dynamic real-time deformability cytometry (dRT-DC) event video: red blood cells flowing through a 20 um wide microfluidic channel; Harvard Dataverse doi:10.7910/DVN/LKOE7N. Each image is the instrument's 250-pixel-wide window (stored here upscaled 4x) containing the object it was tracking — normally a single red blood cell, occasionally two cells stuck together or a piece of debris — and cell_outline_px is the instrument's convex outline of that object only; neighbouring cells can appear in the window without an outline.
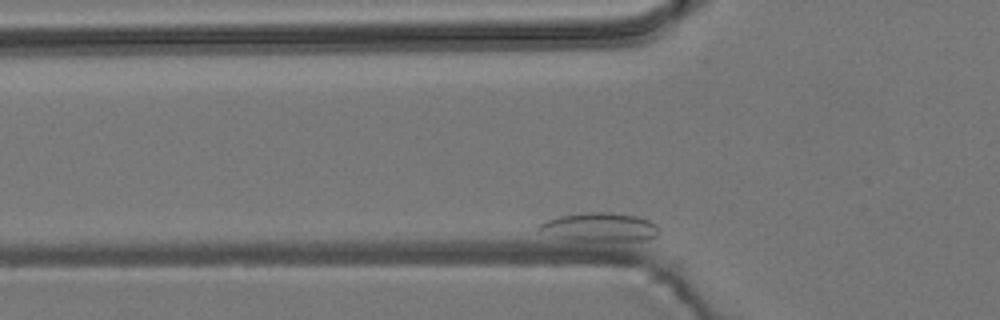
{"species": "common noctule bat (a hibernating species)", "species_latin": "Nyctalus noctula", "temperature_condition": "room temperature", "stored_images_in_passage": 47, "camera_frame_rate_fps": 3000, "um_per_image_px": 0.085, "animal": {"sex": "male", "body_mass_g": 19.2, "forearm_length_mm": 51.8}, "frame": {"image": 1, "passage_image": 6, "time_ms": 1.667, "image_size_px": [1000, 320], "cell_outline_px": [[660, 232], [656, 236], [648, 240], [580, 240], [536, 232], [536, 228], [544, 220], [556, 216], [580, 212], [616, 212], [636, 216], [648, 220], [656, 224]], "centroid_in_image_um": [50.95, 19.27], "position_along_channel_um": 74.8, "area_um2": 20.11}}
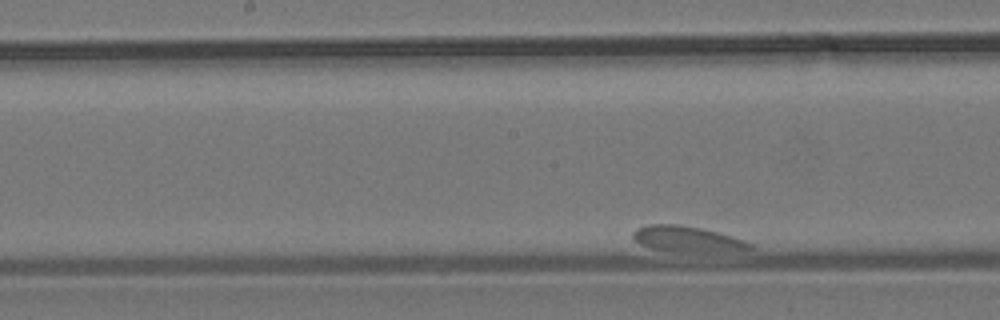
{"frame": {"image": 2, "passage_image": 23, "time_ms": 7.333, "image_size_px": [1000, 320], "cell_outline_px": [[752, 248], [652, 248], [640, 244], [632, 240], [632, 232], [636, 228], [648, 224], [680, 224], [704, 228], [732, 236], [744, 240], [752, 244]], "centroid_in_image_um": [58.2, 20.19], "position_along_channel_um": 190.0, "area_um2": 15.72}}
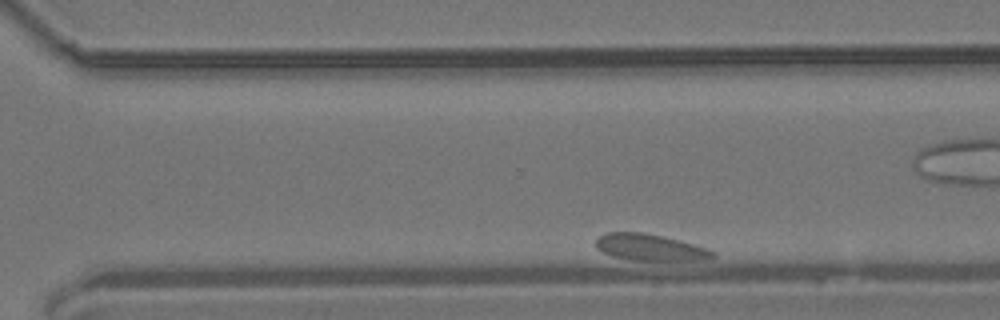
{"frame": {"image": 3, "passage_image": 40, "time_ms": 13.0, "image_size_px": [1000, 320], "cell_outline_px": [[716, 256], [704, 260], [632, 260], [612, 256], [596, 248], [596, 236], [604, 232], [644, 232], [664, 236], [680, 240], [716, 252]], "centroid_in_image_um": [55.21, 21.01], "position_along_channel_um": 315.4, "area_um2": 18.15}}